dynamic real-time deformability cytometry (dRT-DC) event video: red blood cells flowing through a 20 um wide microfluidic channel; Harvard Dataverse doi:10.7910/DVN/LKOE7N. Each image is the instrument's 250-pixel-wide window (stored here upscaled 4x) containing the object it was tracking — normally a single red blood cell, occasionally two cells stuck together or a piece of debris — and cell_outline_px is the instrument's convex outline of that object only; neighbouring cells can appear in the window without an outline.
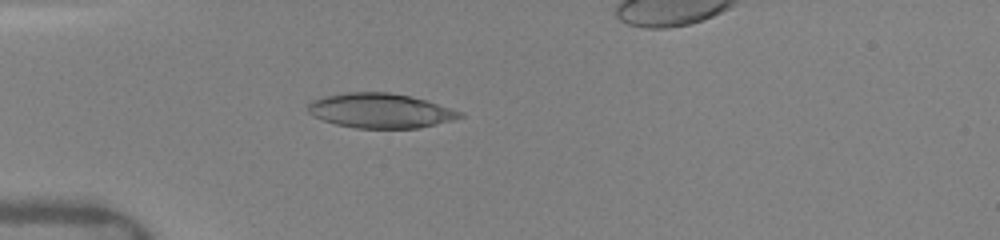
{"species": "human", "species_latin": "Homo sapiens", "temperature_condition": "warm", "stored_images_in_passage": 22, "camera_frame_rate_fps": 3000, "um_per_image_px": 0.085, "donor": {"sex": "female"}, "frame": {"image": 1, "passage_image": 17, "time_ms": 5.0, "image_size_px": [1000, 240], "cell_outline_px": [[464, 116], [452, 120], [416, 128], [356, 128], [336, 124], [312, 116], [308, 112], [308, 104], [312, 100], [324, 96], [344, 92], [388, 92], [408, 96], [424, 100], [464, 112]], "centroid_in_image_um": [32.29, 9.4], "position_along_channel_um": 52.7, "area_um2": 30.46}}
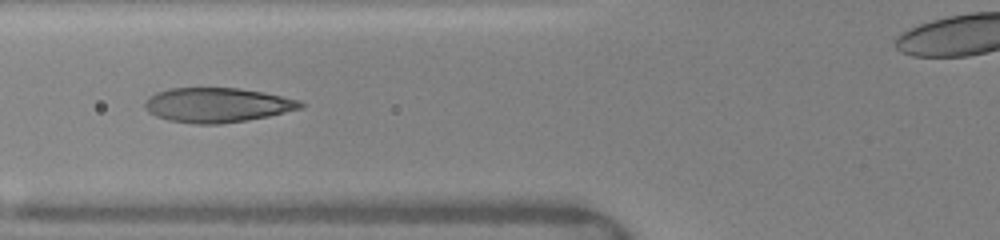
{"frame": {"image": 2, "passage_image": 20, "time_ms": 6.667, "image_size_px": [1000, 240], "cell_outline_px": [[304, 104], [300, 108], [268, 116], [248, 120], [220, 124], [196, 124], [168, 120], [156, 116], [148, 112], [144, 108], [144, 100], [148, 96], [156, 92], [168, 88], [240, 88], [264, 92], [300, 100]], "centroid_in_image_um": [18.41, 8.92], "position_along_channel_um": 107.4, "area_um2": 31.5}}